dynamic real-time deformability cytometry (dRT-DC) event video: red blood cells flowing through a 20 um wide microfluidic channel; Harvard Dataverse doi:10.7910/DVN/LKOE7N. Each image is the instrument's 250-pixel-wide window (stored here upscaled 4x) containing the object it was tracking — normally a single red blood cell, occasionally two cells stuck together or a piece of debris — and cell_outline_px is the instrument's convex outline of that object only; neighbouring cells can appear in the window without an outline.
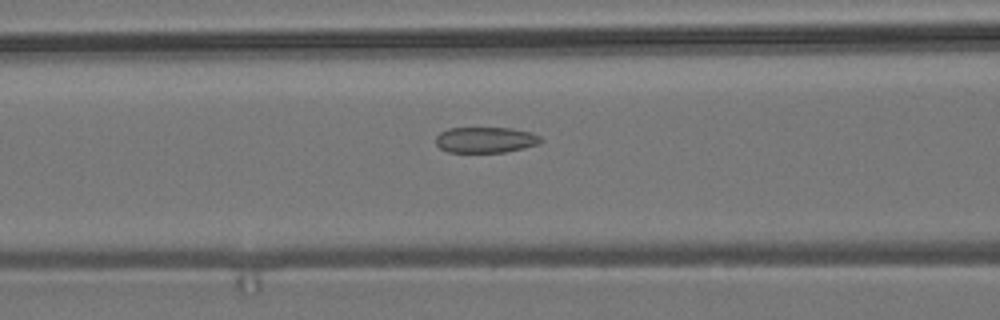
{"species": "common noctule bat (a hibernating species)", "species_latin": "Nyctalus noctula", "temperature_condition": "room temperature", "stored_images_in_passage": 56, "camera_frame_rate_fps": 3000, "um_per_image_px": 0.085, "animal": {"sex": "male", "body_mass_g": 19.2, "forearm_length_mm": 51.8}, "frame": {"image": 1, "passage_image": 23, "time_ms": 7.333, "image_size_px": [1000, 320], "cell_outline_px": [[544, 140], [540, 144], [524, 148], [504, 152], [448, 152], [440, 148], [436, 144], [436, 136], [440, 132], [448, 128], [512, 128], [532, 132], [540, 136]], "centroid_in_image_um": [41.3, 11.88], "position_along_channel_um": 125.3, "area_um2": 15.95}}
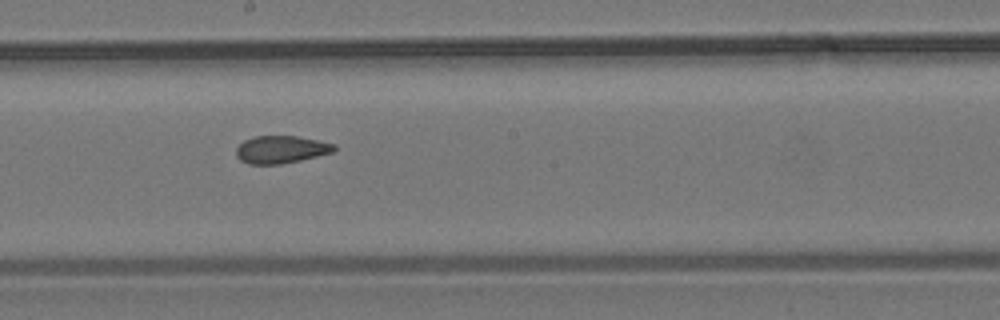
{"frame": {"image": 2, "passage_image": 31, "time_ms": 10.0, "image_size_px": [1000, 320], "cell_outline_px": [[336, 148], [332, 152], [300, 160], [280, 164], [248, 164], [240, 160], [236, 156], [236, 148], [244, 140], [252, 136], [296, 136], [336, 144]], "centroid_in_image_um": [23.85, 12.7], "position_along_channel_um": 224.4, "area_um2": 15.66}}
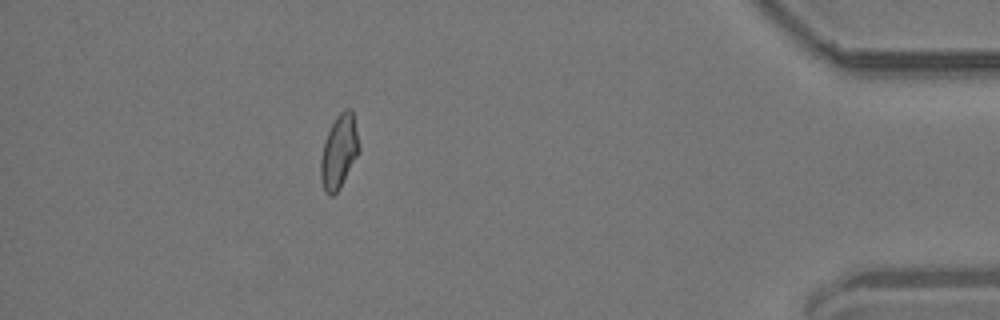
{"frame": {"image": 3, "passage_image": 50, "time_ms": 16.333, "image_size_px": [1000, 320], "cell_outline_px": [[360, 152], [340, 188], [332, 196], [328, 196], [324, 192], [320, 180], [320, 160], [324, 140], [336, 116], [344, 108], [352, 108], [360, 144]], "centroid_in_image_um": [28.82, 12.9], "position_along_channel_um": 406.4, "area_um2": 16.88}, "authors_computed_cell_mechanics": {"area_um2": 16.5019, "velocity_mm_per_s": 3.717, "shape_relaxation_time_tau1_ms": null, "shape_relaxation_time_tau2_ms": 2.1495, "deformation_change_tau1": null, "deformation_change_tau2": 0.0872}}